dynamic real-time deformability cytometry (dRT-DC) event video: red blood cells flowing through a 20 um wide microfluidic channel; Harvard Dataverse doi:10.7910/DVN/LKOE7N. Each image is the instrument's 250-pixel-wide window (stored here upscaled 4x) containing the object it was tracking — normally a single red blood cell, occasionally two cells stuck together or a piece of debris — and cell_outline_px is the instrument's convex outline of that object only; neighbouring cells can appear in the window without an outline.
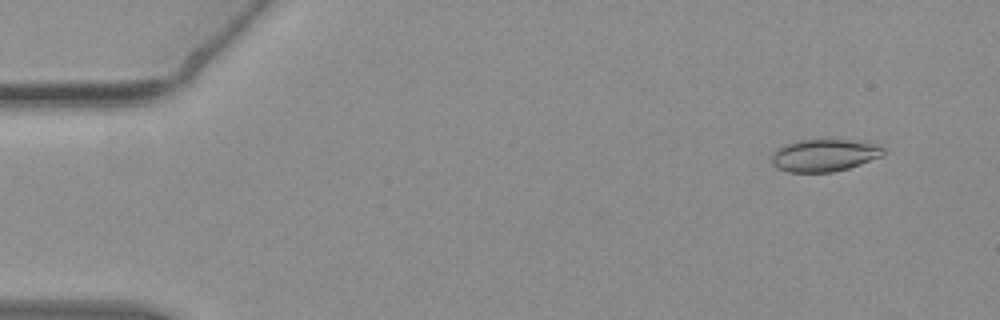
{"species": "common noctule bat (a hibernating species)", "species_latin": "Nyctalus noctula", "temperature_condition": "warm", "stored_images_in_passage": 53, "camera_frame_rate_fps": 3000, "um_per_image_px": 0.085, "animal": {"sex": "female", "body_mass_g": 19.3, "forearm_length_mm": 54.1}, "frame": {"image": 1, "passage_image": 3, "time_ms": 0.667, "image_size_px": [1000, 320], "cell_outline_px": [[884, 156], [848, 168], [832, 172], [788, 172], [772, 164], [772, 152], [776, 148], [784, 144], [800, 140], [848, 140], [880, 144], [884, 148]], "centroid_in_image_um": [70.08, 13.19], "position_along_channel_um": 14.9, "area_um2": 21.1}}
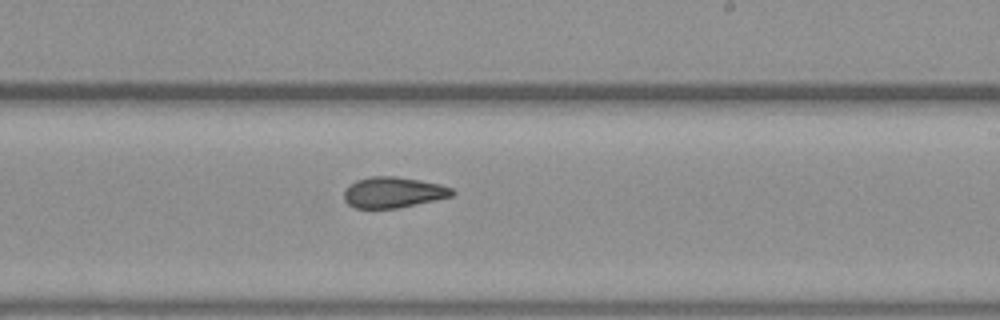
{"frame": {"image": 2, "passage_image": 31, "time_ms": 10.0, "image_size_px": [1000, 320], "cell_outline_px": [[456, 192], [452, 196], [396, 208], [356, 208], [348, 204], [344, 200], [344, 192], [356, 180], [372, 176], [396, 176], [420, 180], [440, 184], [452, 188]], "centroid_in_image_um": [33.43, 16.34], "position_along_channel_um": 255.6, "area_um2": 19.19}}
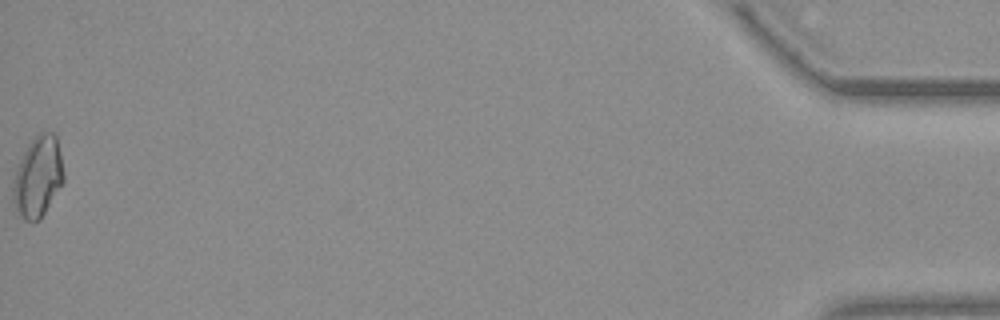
{"frame": {"image": 3, "passage_image": 53, "time_ms": 17.333, "image_size_px": [1000, 320], "cell_outline_px": [[64, 180], [40, 220], [32, 224], [24, 220], [16, 212], [12, 196], [12, 188], [16, 172], [20, 160], [28, 144], [40, 132], [56, 132], [64, 172]], "centroid_in_image_um": [3.22, 15.06], "position_along_channel_um": 432.0, "area_um2": 23.93}, "authors_computed_cell_mechanics": {"area_um2": 20.1144, "velocity_mm_per_s": 3.8165, "shape_relaxation_time_tau1_ms": null, "shape_relaxation_time_tau2_ms": 5.1858, "deformation_change_tau1": null, "deformation_change_tau2": 0.1107}}